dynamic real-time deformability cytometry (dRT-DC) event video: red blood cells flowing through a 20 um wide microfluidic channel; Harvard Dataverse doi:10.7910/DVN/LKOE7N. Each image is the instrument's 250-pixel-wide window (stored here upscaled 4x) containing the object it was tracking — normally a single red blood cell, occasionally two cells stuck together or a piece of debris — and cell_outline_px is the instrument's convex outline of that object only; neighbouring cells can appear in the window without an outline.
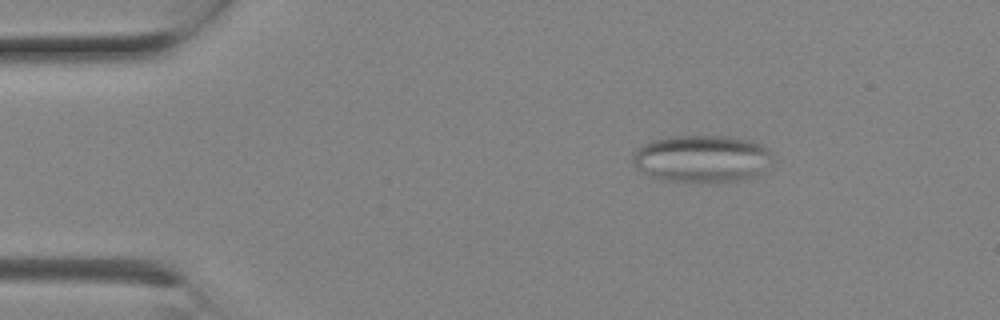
{"species": "Egyptian fruit bat (a non-hibernating species)", "species_latin": "Rousettus aegyptiacus", "temperature_condition": "room temperature", "stored_images_in_passage": 5, "camera_frame_rate_fps": 3000, "um_per_image_px": 0.085, "animal": {"sex": "female"}, "frame": {"image": 1, "passage_image": 1, "time_ms": 0.0, "image_size_px": [1000, 320], "cell_outline_px": [[772, 156], [752, 180], [664, 180], [648, 176], [632, 164], [632, 156], [636, 148], [652, 140], [668, 136], [728, 136], [752, 140], [768, 148]], "centroid_in_image_um": [59.6, 13.45], "position_along_channel_um": 25.4, "area_um2": 38.03}}
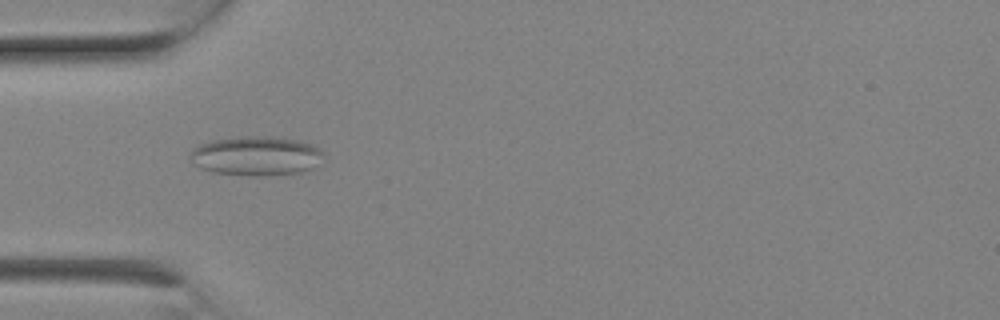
{"frame": {"image": 2, "passage_image": 4, "time_ms": 1.0, "image_size_px": [1000, 320], "cell_outline_px": [[324, 156], [312, 168], [300, 172], [264, 176], [248, 176], [212, 172], [200, 168], [192, 164], [188, 156], [200, 144], [212, 140], [252, 136], [272, 136], [300, 140], [312, 144], [324, 152]], "centroid_in_image_um": [21.77, 13.26], "position_along_channel_um": 63.2, "area_um2": 30.69}}